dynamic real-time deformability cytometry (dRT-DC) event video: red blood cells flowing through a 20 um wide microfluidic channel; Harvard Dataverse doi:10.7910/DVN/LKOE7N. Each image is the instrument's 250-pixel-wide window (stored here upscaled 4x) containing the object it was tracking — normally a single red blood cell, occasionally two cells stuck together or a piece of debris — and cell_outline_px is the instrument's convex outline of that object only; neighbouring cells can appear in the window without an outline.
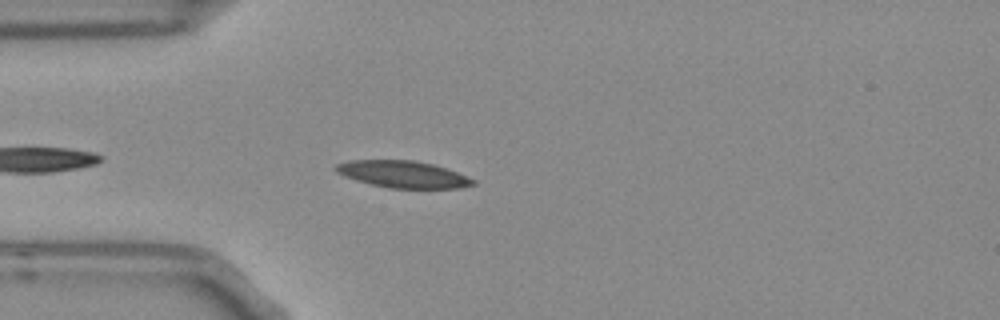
{"species": "Egyptian fruit bat (a non-hibernating species)", "species_latin": "Rousettus aegyptiacus", "temperature_condition": "room temperature", "stored_images_in_passage": 4, "camera_frame_rate_fps": 3000, "um_per_image_px": 0.085, "frame": {"image": 1, "passage_image": 4, "time_ms": 1.0, "image_size_px": [1000, 320], "cell_outline_px": [[476, 184], [460, 188], [388, 188], [356, 180], [336, 172], [332, 168], [336, 164], [348, 160], [416, 160], [432, 164], [456, 172], [476, 180]], "centroid_in_image_um": [34.23, 14.81], "position_along_channel_um": 50.8, "area_um2": 21.44}}